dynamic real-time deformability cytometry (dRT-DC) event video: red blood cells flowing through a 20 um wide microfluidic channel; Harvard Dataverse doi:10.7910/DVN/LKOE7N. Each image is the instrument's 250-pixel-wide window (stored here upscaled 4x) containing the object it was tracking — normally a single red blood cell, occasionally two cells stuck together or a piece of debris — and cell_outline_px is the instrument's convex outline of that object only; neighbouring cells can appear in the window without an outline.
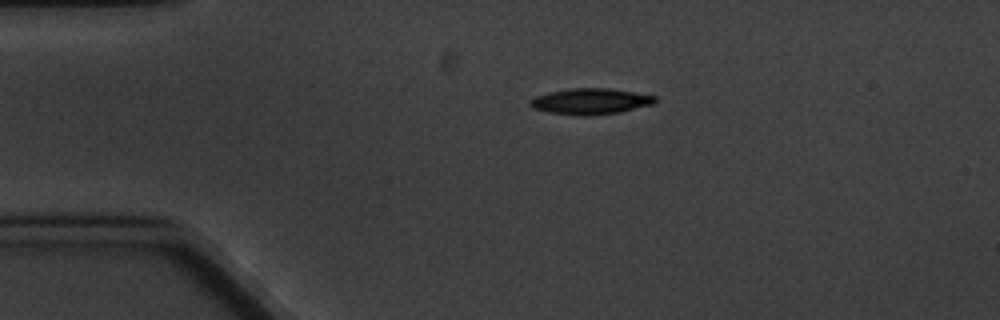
{"species": "common noctule bat (a hibernating species)", "species_latin": "Nyctalus noctula", "temperature_condition": "cold", "stored_images_in_passage": 6, "camera_frame_rate_fps": 3000, "um_per_image_px": 0.085, "animal": {"sex": "male", "body_mass_g": 20.1, "forearm_length_mm": 53.5}, "frame": {"image": 1, "passage_image": 1, "time_ms": 0.0, "image_size_px": [1000, 320], "cell_outline_px": [[656, 104], [620, 112], [584, 116], [580, 116], [548, 112], [532, 108], [528, 104], [528, 100], [536, 96], [548, 92], [572, 88], [608, 88], [656, 96]], "centroid_in_image_um": [50.17, 8.62], "position_along_channel_um": 34.8, "area_um2": 19.02}}
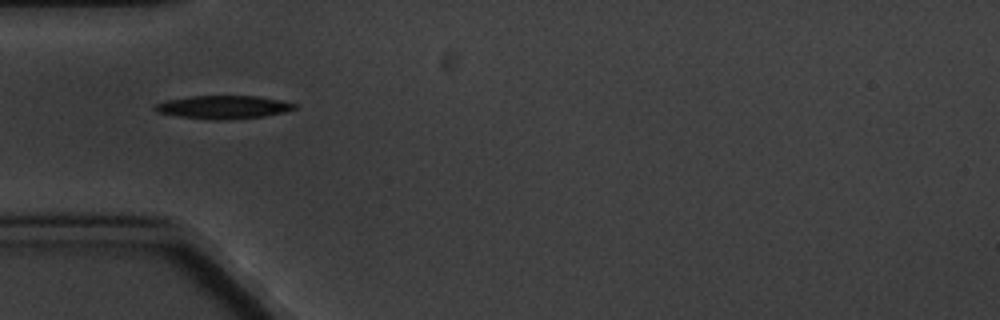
{"frame": {"image": 2, "passage_image": 2, "time_ms": 2.0, "image_size_px": [1000, 320], "cell_outline_px": [[300, 104], [296, 108], [284, 112], [264, 116], [220, 120], [212, 120], [180, 116], [156, 112], [152, 108], [156, 104], [164, 100], [188, 96], [260, 96]], "centroid_in_image_um": [18.98, 9.09], "position_along_channel_um": 66.0, "area_um2": 18.96}}
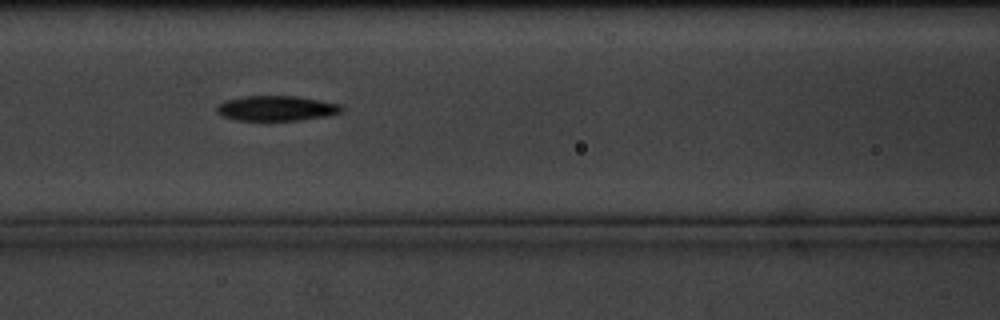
{"frame": {"image": 3, "passage_image": 4, "time_ms": 4.333, "image_size_px": [1000, 320], "cell_outline_px": [[344, 108], [340, 112], [328, 116], [300, 120], [236, 120], [224, 116], [216, 112], [216, 108], [224, 100], [244, 96], [296, 96], [340, 104]], "centroid_in_image_um": [23.49, 9.2], "position_along_channel_um": 143.1, "area_um2": 18.15}}